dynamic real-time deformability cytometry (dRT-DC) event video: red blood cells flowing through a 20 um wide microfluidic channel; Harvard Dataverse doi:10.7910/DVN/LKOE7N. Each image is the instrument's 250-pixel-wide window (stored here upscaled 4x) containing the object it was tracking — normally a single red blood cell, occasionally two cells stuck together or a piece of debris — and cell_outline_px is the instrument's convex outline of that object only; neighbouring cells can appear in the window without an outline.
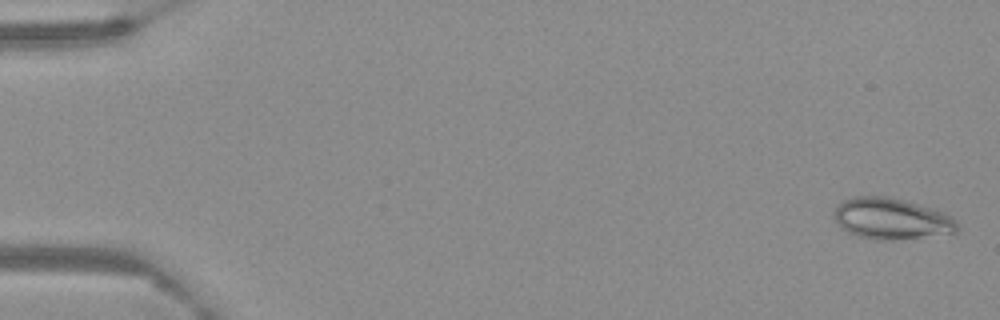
{"species": "Egyptian fruit bat (a non-hibernating species)", "species_latin": "Rousettus aegyptiacus", "temperature_condition": "warm", "stored_images_in_passage": 62, "camera_frame_rate_fps": 3000, "um_per_image_px": 0.085, "frame": {"image": 1, "passage_image": 2, "time_ms": 0.333, "image_size_px": [1000, 320], "cell_outline_px": [[960, 228], [956, 232], [892, 240], [872, 240], [848, 232], [840, 228], [832, 212], [844, 200], [856, 196], [884, 196], [904, 200], [944, 212], [952, 216], [956, 220]], "centroid_in_image_um": [75.77, 18.59], "position_along_channel_um": 9.2, "area_um2": 29.42}}
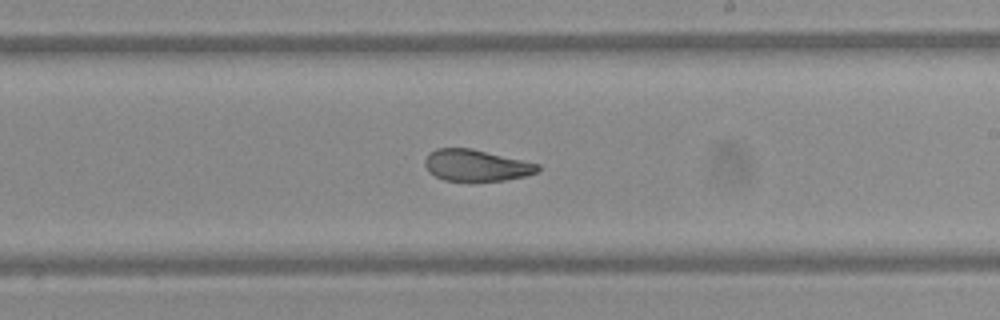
{"frame": {"image": 2, "passage_image": 38, "time_ms": 12.333, "image_size_px": [1000, 320], "cell_outline_px": [[540, 172], [524, 176], [504, 180], [444, 180], [428, 172], [424, 164], [424, 160], [428, 152], [436, 148], [472, 148], [540, 164]], "centroid_in_image_um": [40.46, 14.04], "position_along_channel_um": 248.5, "area_um2": 20.75}}
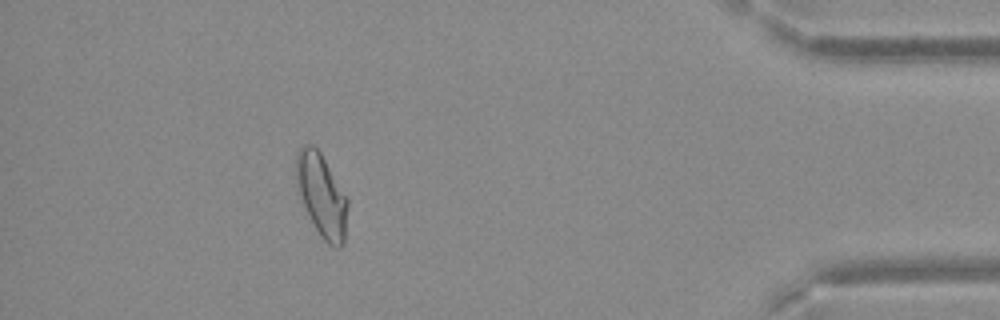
{"frame": {"image": 3, "passage_image": 57, "time_ms": 18.667, "image_size_px": [1000, 320], "cell_outline_px": [[348, 204], [344, 244], [340, 248], [336, 248], [328, 244], [320, 236], [304, 204], [296, 180], [296, 152], [300, 144], [312, 144], [320, 152], [348, 200]], "centroid_in_image_um": [27.35, 16.59], "position_along_channel_um": 407.9, "area_um2": 24.45}}